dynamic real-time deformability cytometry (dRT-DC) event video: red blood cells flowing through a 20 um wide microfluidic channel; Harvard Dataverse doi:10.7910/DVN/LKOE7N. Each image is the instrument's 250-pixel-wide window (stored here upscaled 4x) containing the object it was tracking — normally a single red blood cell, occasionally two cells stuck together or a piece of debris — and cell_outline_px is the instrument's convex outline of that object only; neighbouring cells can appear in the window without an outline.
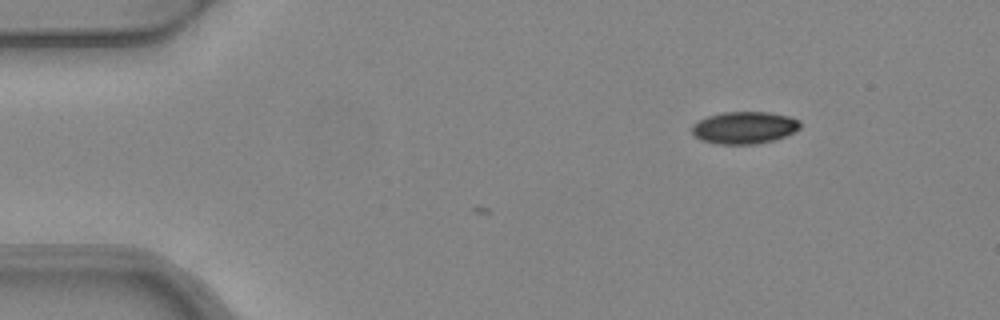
{"species": "common noctule bat (a hibernating species)", "species_latin": "Nyctalus noctula", "temperature_condition": "warm", "stored_images_in_passage": 2, "camera_frame_rate_fps": 3000, "um_per_image_px": 0.085, "animal": {"sex": "female", "body_mass_g": 24.6, "forearm_length_mm": 56.2}, "frame": {"image": 1, "passage_image": 2, "time_ms": 0.333, "image_size_px": [1000, 320], "cell_outline_px": [[800, 128], [784, 136], [772, 140], [756, 144], [716, 144], [700, 140], [692, 132], [692, 124], [708, 116], [724, 112], [768, 112], [788, 116], [800, 120]], "centroid_in_image_um": [63.25, 10.85], "position_along_channel_um": 21.8, "area_um2": 20.17}}